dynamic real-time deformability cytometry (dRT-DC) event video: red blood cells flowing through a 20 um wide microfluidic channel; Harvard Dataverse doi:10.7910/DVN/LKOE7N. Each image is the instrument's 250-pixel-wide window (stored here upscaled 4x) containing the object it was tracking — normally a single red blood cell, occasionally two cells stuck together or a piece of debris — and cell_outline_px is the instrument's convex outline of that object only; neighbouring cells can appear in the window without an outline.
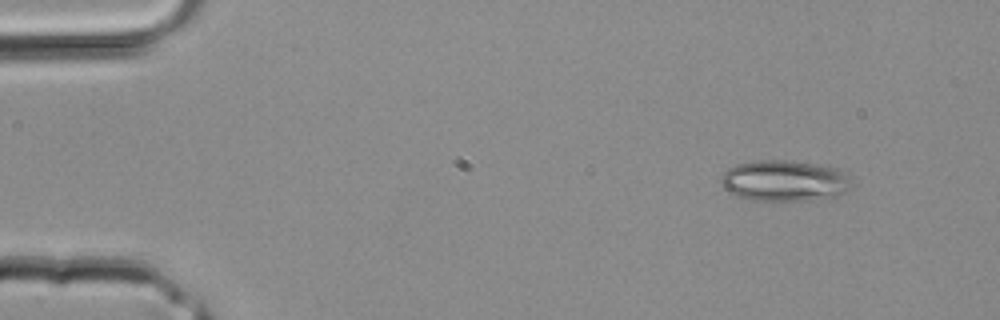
{"species": "common noctule bat (a hibernating species)", "species_latin": "Nyctalus noctula", "temperature_condition": "room temperature", "stored_images_in_passage": 3, "segment_of_instrument_passage": [1, 2], "camera_frame_rate_fps": 3000, "um_per_image_px": 0.085, "animal": {"sex": "male", "body_mass_g": 20.4}, "frame": {"image": 1, "passage_image": 1, "time_ms": 0.0, "image_size_px": [1000, 320], "cell_outline_px": [[852, 188], [836, 196], [808, 200], [752, 200], [740, 196], [724, 188], [720, 180], [720, 176], [728, 168], [736, 164], [756, 160], [784, 160], [812, 164], [836, 168], [844, 172], [848, 176]], "centroid_in_image_um": [66.67, 15.36], "position_along_channel_um": 18.3, "area_um2": 30.87}}